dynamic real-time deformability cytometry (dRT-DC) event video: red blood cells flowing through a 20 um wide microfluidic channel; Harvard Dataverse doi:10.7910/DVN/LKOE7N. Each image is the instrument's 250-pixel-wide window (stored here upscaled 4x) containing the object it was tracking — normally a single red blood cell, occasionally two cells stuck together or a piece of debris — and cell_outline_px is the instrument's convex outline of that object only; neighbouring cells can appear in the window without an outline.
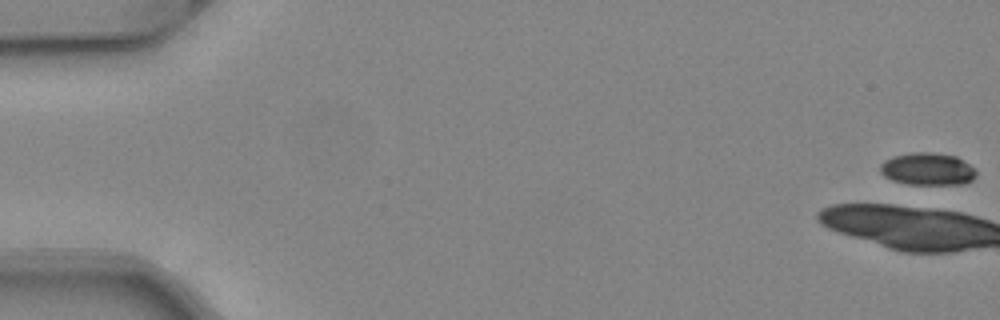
{"species": "common noctule bat (a hibernating species)", "species_latin": "Nyctalus noctula", "temperature_condition": "warm", "stored_images_in_passage": 24, "camera_frame_rate_fps": 3000, "um_per_image_px": 0.085, "animal": {"sex": "female", "body_mass_g": 24.6, "forearm_length_mm": 56.2}, "frame": {"image": 1, "passage_image": 1, "time_ms": 0.0, "image_size_px": [1000, 320], "cell_outline_px": [[976, 176], [972, 180], [964, 184], [908, 184], [892, 180], [884, 176], [880, 172], [880, 164], [884, 160], [892, 156], [912, 152], [932, 152], [956, 156], [968, 164], [976, 172]], "centroid_in_image_um": [78.81, 14.36], "position_along_channel_um": 6.2, "area_um2": 18.15}}